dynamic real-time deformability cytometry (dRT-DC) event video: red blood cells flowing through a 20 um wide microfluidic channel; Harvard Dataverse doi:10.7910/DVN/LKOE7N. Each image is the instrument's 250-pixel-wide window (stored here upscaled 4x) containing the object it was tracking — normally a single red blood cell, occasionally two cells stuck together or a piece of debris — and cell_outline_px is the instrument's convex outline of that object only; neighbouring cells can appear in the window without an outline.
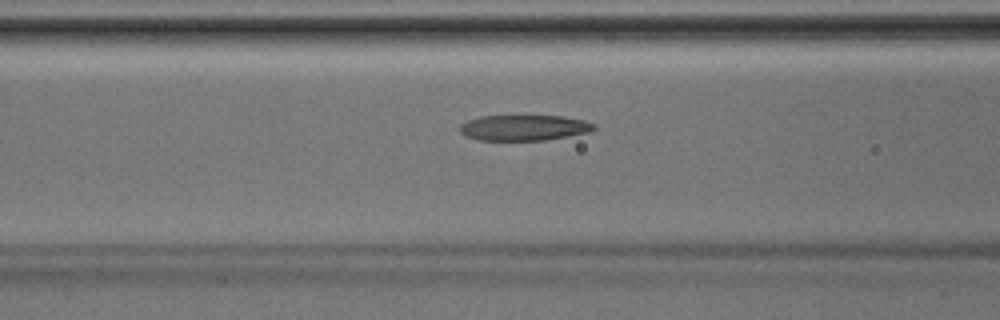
{"species": "Egyptian fruit bat (a non-hibernating species)", "species_latin": "Rousettus aegyptiacus", "temperature_condition": "room temperature", "stored_images_in_passage": 25, "camera_frame_rate_fps": 3000, "um_per_image_px": 0.085, "animal": {"sex": "male"}, "frame": {"image": 1, "passage_image": 4, "time_ms": 1.0, "image_size_px": [1000, 320], "cell_outline_px": [[596, 128], [588, 132], [568, 136], [544, 140], [476, 140], [464, 136], [460, 132], [460, 124], [468, 120], [480, 116], [564, 116], [584, 120], [596, 124]], "centroid_in_image_um": [44.52, 10.85], "position_along_channel_um": 122.1, "area_um2": 20.11}}
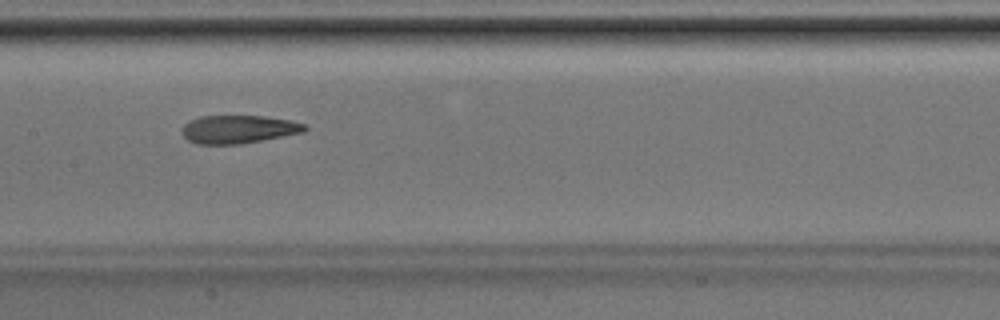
{"frame": {"image": 2, "passage_image": 8, "time_ms": 2.333, "image_size_px": [1000, 320], "cell_outline_px": [[308, 128], [304, 132], [240, 144], [196, 144], [188, 140], [180, 132], [180, 128], [188, 120], [200, 116], [264, 116], [288, 120], [308, 124]], "centroid_in_image_um": [20.23, 10.98], "position_along_channel_um": 187.2, "area_um2": 20.29}}
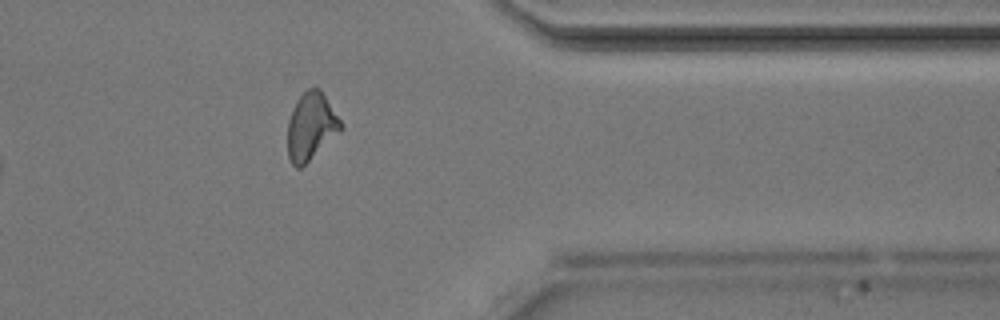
{"frame": {"image": 3, "passage_image": 21, "time_ms": 6.667, "image_size_px": [1000, 320], "cell_outline_px": [[344, 128], [340, 132], [300, 168], [296, 168], [292, 164], [288, 156], [288, 120], [292, 108], [296, 100], [308, 88], [320, 88], [344, 124]], "centroid_in_image_um": [26.45, 10.72], "position_along_channel_um": 384.9, "area_um2": 20.92}}